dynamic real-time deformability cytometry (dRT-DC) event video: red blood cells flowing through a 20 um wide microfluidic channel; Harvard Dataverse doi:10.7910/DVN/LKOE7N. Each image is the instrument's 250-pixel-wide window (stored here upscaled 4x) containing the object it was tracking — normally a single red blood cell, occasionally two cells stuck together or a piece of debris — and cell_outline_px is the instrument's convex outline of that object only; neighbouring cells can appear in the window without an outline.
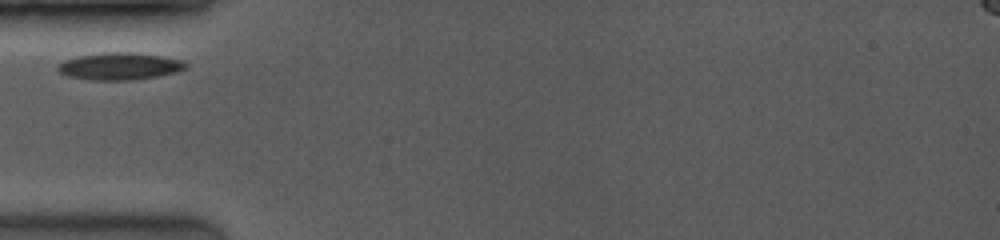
{"species": "common noctule bat (a hibernating species)", "species_latin": "Nyctalus noctula", "temperature_condition": "room temperature", "stored_images_in_passage": 38, "camera_frame_rate_fps": 3500, "um_per_image_px": 0.085, "animal": {"sex": "female", "body_mass_g": 19.0, "forearm_length_mm": 53.3}, "frame": {"image": 1, "passage_image": 1, "time_ms": 0.0, "image_size_px": [1000, 240], "cell_outline_px": [[188, 68], [176, 72], [156, 76], [132, 80], [92, 80], [68, 76], [60, 72], [56, 68], [64, 60], [80, 56], [108, 52], [132, 52], [160, 56], [180, 60], [188, 64]], "centroid_in_image_um": [10.18, 5.63], "position_along_channel_um": 74.8, "area_um2": 20.0}}
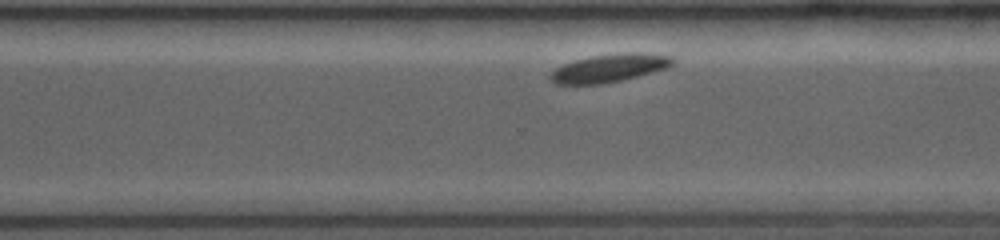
{"frame": {"image": 2, "passage_image": 26, "time_ms": 6.571, "image_size_px": [1000, 240], "cell_outline_px": [[676, 64], [652, 72], [620, 80], [600, 84], [556, 84], [548, 76], [556, 68], [564, 64], [576, 60], [592, 56], [624, 52], [632, 52], [672, 56], [676, 60]], "centroid_in_image_um": [51.82, 5.78], "position_along_channel_um": 318.8, "area_um2": 19.71}}
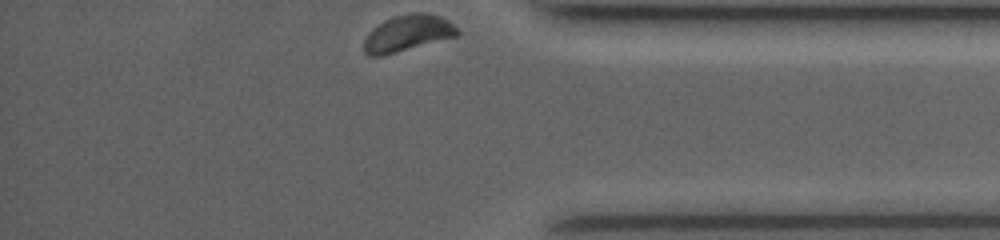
{"frame": {"image": 3, "passage_image": 38, "time_ms": 8.857, "image_size_px": [1000, 240], "cell_outline_px": [[460, 32], [456, 36], [384, 56], [368, 56], [364, 52], [364, 40], [368, 32], [372, 28], [384, 20], [392, 16], [412, 12], [428, 12], [440, 16], [452, 24]], "centroid_in_image_um": [34.6, 2.82], "position_along_channel_um": 400.6, "area_um2": 19.94}}